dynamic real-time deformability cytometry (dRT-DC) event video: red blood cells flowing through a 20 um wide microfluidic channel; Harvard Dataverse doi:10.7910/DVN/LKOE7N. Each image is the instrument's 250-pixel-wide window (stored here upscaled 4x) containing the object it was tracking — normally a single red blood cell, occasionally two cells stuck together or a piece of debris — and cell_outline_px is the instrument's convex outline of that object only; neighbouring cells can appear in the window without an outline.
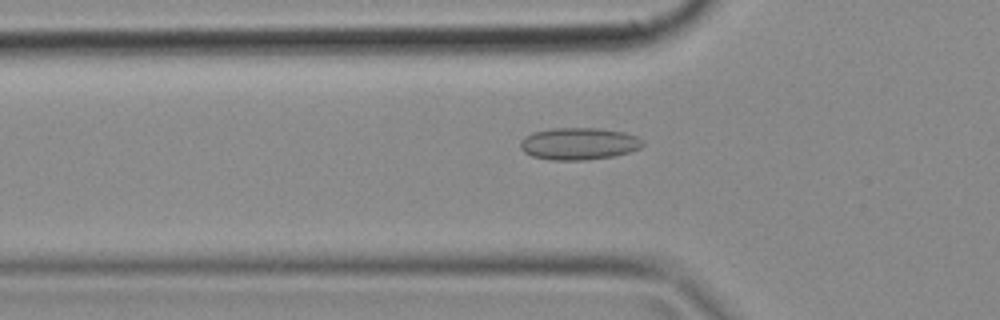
{"species": "common noctule bat (a hibernating species)", "species_latin": "Nyctalus noctula", "temperature_condition": "cold", "stored_images_in_passage": 49, "camera_frame_rate_fps": 3000, "um_per_image_px": 0.085, "animal": {"sex": "female", "body_mass_g": 18.4}, "frame": {"image": 1, "passage_image": 16, "time_ms": 5.0, "image_size_px": [1000, 320], "cell_outline_px": [[644, 144], [640, 148], [628, 152], [612, 156], [584, 160], [548, 160], [532, 156], [524, 152], [520, 148], [520, 140], [524, 136], [532, 132], [552, 128], [600, 128], [624, 132], [636, 136]], "centroid_in_image_um": [49.15, 12.21], "position_along_channel_um": 76.7, "area_um2": 22.95}}
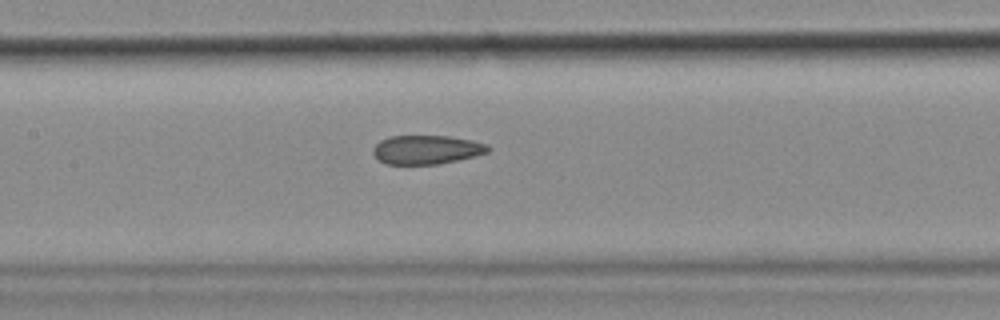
{"frame": {"image": 2, "passage_image": 23, "time_ms": 7.333, "image_size_px": [1000, 320], "cell_outline_px": [[488, 152], [476, 156], [440, 164], [388, 164], [380, 160], [372, 152], [372, 148], [380, 140], [388, 136], [448, 136], [472, 140], [488, 144]], "centroid_in_image_um": [36.26, 12.72], "position_along_channel_um": 171.1, "area_um2": 19.36}}
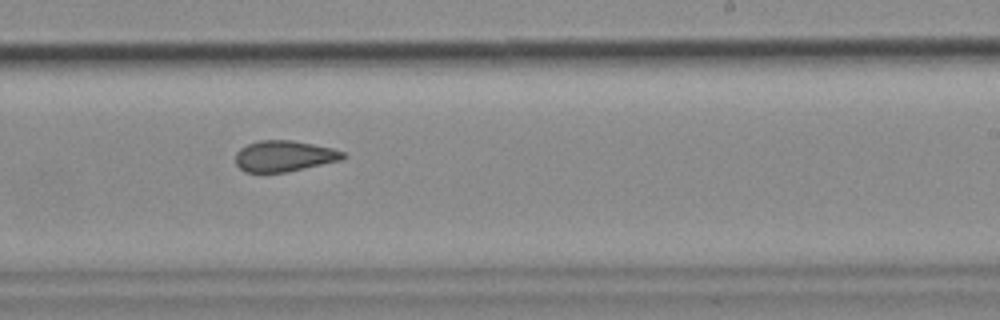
{"frame": {"image": 3, "passage_image": 30, "time_ms": 9.667, "image_size_px": [1000, 320], "cell_outline_px": [[348, 156], [344, 160], [288, 172], [244, 172], [236, 164], [236, 152], [240, 148], [248, 144], [260, 140], [292, 140], [332, 148], [344, 152]], "centroid_in_image_um": [24.2, 13.27], "position_along_channel_um": 264.8, "area_um2": 19.59}}